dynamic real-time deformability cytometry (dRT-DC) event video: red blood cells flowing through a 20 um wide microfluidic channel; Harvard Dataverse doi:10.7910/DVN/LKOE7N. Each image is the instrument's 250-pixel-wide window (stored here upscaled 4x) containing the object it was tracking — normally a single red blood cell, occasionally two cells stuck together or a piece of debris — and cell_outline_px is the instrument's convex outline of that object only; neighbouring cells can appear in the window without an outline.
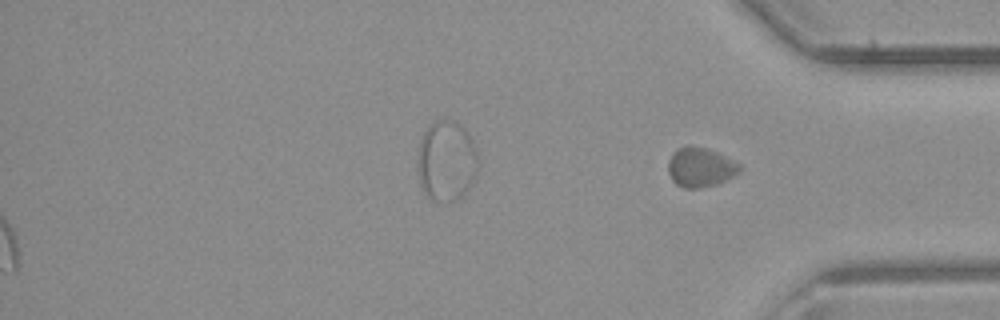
{"species": "common noctule bat (a hibernating species)", "species_latin": "Nyctalus noctula", "temperature_condition": "room temperature", "stored_images_in_passage": 34, "segment_of_instrument_passage": [2, 2], "camera_frame_rate_fps": 3000, "um_per_image_px": 0.085, "animal": {"sex": "male", "body_mass_g": 23.1, "forearm_length_mm": 52.7}, "frame": {"image": 1, "passage_image": 34, "time_ms": 11.0, "image_size_px": [1000, 320], "cell_outline_px": [[744, 168], [740, 172], [716, 184], [696, 188], [684, 188], [676, 184], [672, 180], [668, 172], [668, 160], [672, 152], [676, 148], [684, 144], [704, 148], [716, 152], [740, 164]], "centroid_in_image_um": [59.49, 14.2], "position_along_channel_um": 375.7, "area_um2": 16.47}}